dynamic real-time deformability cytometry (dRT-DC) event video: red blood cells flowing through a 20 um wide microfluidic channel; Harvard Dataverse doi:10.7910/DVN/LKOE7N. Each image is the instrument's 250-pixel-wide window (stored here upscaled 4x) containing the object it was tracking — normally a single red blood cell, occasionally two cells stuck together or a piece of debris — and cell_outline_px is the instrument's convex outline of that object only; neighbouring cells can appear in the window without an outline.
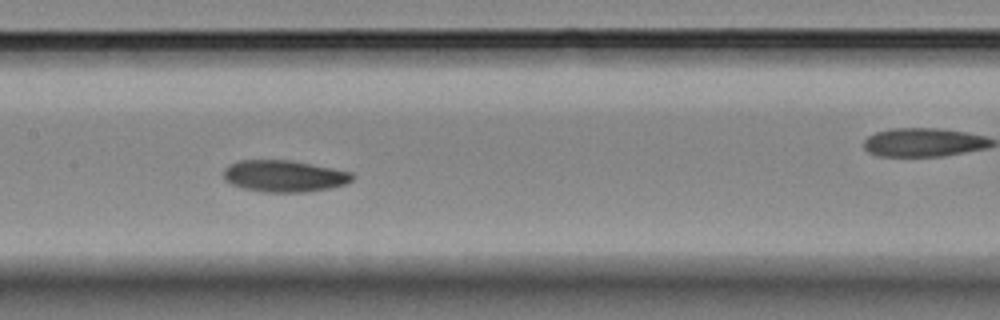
{"species": "Egyptian fruit bat (a non-hibernating species)", "species_latin": "Rousettus aegyptiacus", "temperature_condition": "room temperature", "stored_images_in_passage": 15, "camera_frame_rate_fps": 3000, "um_per_image_px": 0.085, "animal": {"sex": "female"}, "frame": {"image": 1, "passage_image": 7, "time_ms": 6.667, "image_size_px": [1000, 320], "cell_outline_px": [[356, 176], [352, 180], [344, 184], [328, 188], [304, 192], [264, 192], [244, 188], [232, 184], [224, 180], [224, 168], [228, 164], [240, 160], [292, 160], [352, 172]], "centroid_in_image_um": [24.14, 14.95], "position_along_channel_um": 183.3, "area_um2": 23.76}}
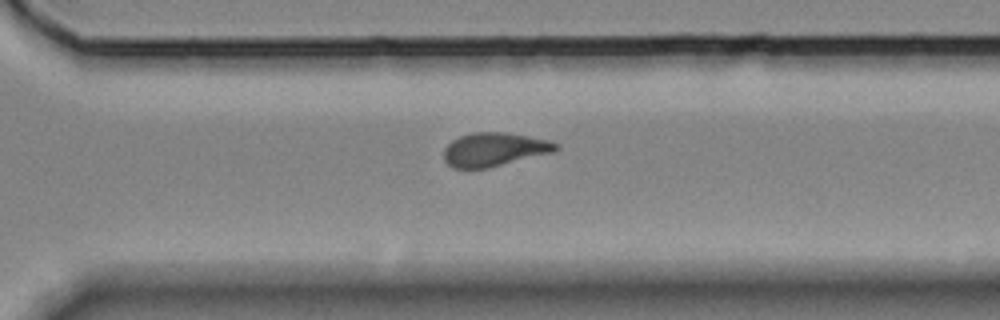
{"frame": {"image": 2, "passage_image": 11, "time_ms": 12.333, "image_size_px": [1000, 320], "cell_outline_px": [[560, 148], [556, 152], [488, 168], [452, 168], [444, 160], [444, 148], [452, 140], [460, 136], [472, 132], [508, 132], [548, 140], [560, 144]], "centroid_in_image_um": [42.05, 12.7], "position_along_channel_um": 328.5, "area_um2": 22.25}}
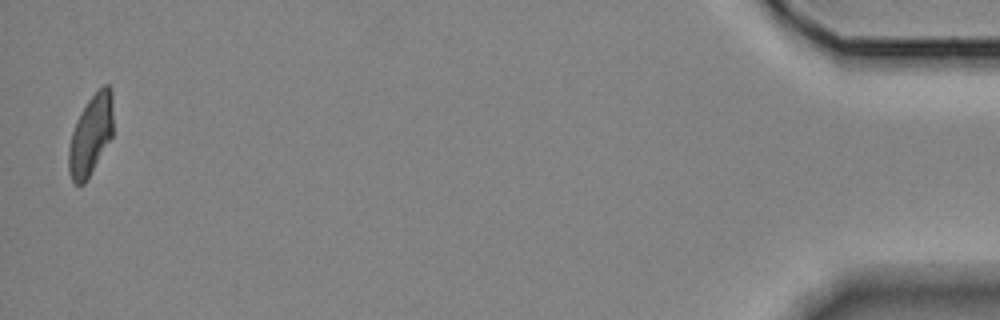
{"frame": {"image": 3, "passage_image": 15, "time_ms": 17.667, "image_size_px": [1000, 320], "cell_outline_px": [[112, 136], [84, 184], [76, 184], [72, 180], [68, 172], [68, 148], [72, 132], [80, 112], [88, 100], [104, 84], [108, 84], [112, 88]], "centroid_in_image_um": [7.7, 11.46], "position_along_channel_um": 427.5, "area_um2": 20.58}, "authors_computed_cell_mechanics": {"area_um2": 23.2356, "velocity_mm_per_s": 3.4888, "shape_relaxation_time_tau1_ms": 6.4694, "shape_relaxation_time_tau2_ms": null, "deformation_change_tau1": 0.1314, "deformation_change_tau2": null}}